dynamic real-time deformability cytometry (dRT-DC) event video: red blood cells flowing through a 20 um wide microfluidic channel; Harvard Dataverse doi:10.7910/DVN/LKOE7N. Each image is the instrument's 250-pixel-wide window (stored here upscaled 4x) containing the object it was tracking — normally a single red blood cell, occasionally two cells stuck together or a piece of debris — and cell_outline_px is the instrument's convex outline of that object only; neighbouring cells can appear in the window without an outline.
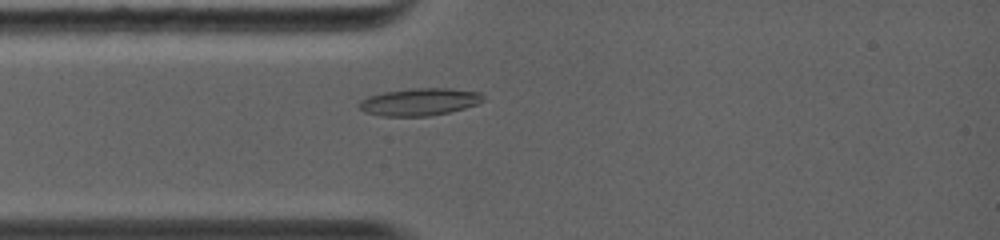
{"species": "common noctule bat (a hibernating species)", "species_latin": "Nyctalus noctula", "temperature_condition": "warm", "stored_images_in_passage": 33, "camera_frame_rate_fps": 5000, "um_per_image_px": 0.085, "animal": {"sex": "female", "body_mass_g": 19.0, "forearm_length_mm": 56.7}, "frame": {"image": 1, "passage_image": 7, "time_ms": 2.2, "image_size_px": [1000, 240], "cell_outline_px": [[484, 100], [476, 104], [464, 108], [448, 112], [428, 116], [380, 116], [364, 112], [360, 108], [360, 100], [368, 96], [384, 92], [412, 88], [452, 88], [480, 92], [484, 96]], "centroid_in_image_um": [35.66, 8.65], "position_along_channel_um": 49.3, "area_um2": 19.77}}
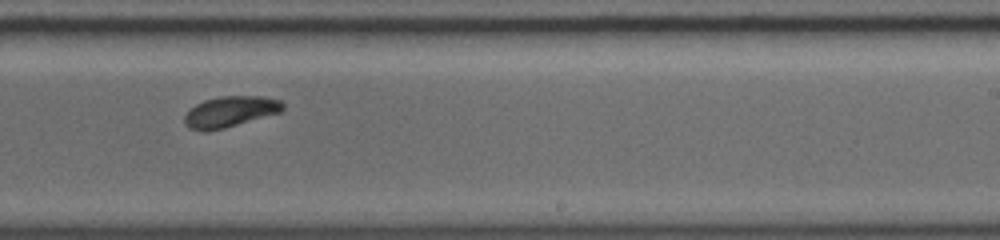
{"frame": {"image": 2, "passage_image": 21, "time_ms": 7.2, "image_size_px": [1000, 240], "cell_outline_px": [[284, 108], [280, 112], [224, 128], [204, 132], [200, 132], [188, 128], [184, 124], [184, 116], [196, 104], [204, 100], [220, 96], [264, 96], [280, 100], [284, 104]], "centroid_in_image_um": [19.54, 9.5], "position_along_channel_um": 269.5, "area_um2": 17.69}}
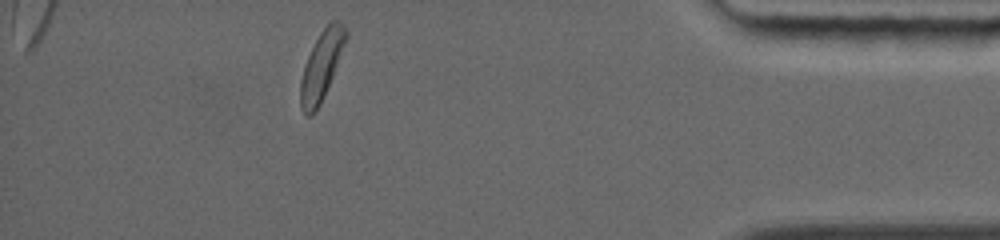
{"frame": {"image": 3, "passage_image": 33, "time_ms": 11.4, "image_size_px": [1000, 240], "cell_outline_px": [[348, 36], [324, 96], [320, 104], [312, 116], [304, 116], [300, 108], [300, 80], [304, 64], [320, 32], [332, 20], [336, 20], [344, 24], [348, 32]], "centroid_in_image_um": [27.31, 5.61], "position_along_channel_um": 407.9, "area_um2": 18.09}, "authors_computed_cell_mechanics": {"area_um2": 17.8024, "velocity_mm_per_s": 4.4092, "shape_relaxation_time_tau1_ms": 3.0252, "shape_relaxation_time_tau2_ms": null, "deformation_change_tau1": 0.0979, "deformation_change_tau2": null}}